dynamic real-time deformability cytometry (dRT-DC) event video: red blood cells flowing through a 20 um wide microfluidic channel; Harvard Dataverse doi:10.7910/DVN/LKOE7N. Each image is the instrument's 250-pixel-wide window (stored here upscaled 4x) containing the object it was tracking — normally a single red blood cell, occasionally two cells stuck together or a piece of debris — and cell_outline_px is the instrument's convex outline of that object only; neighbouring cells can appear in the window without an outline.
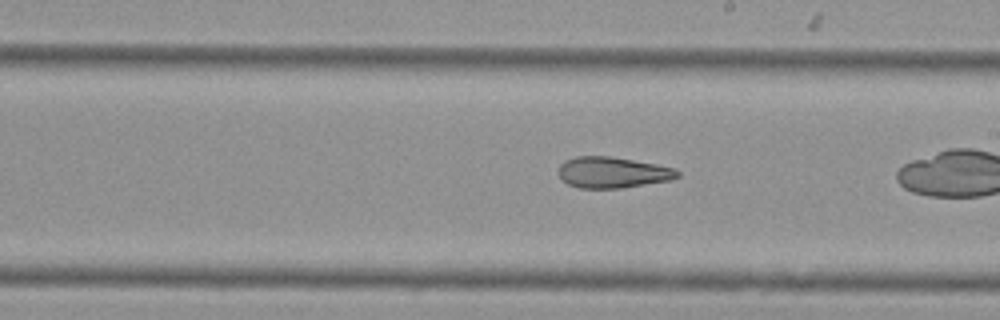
{"species": "Egyptian fruit bat (a non-hibernating species)", "species_latin": "Rousettus aegyptiacus", "temperature_condition": "cold", "stored_images_in_passage": 39, "camera_frame_rate_fps": 3000, "um_per_image_px": 0.085, "animal": {"sex": "female"}, "frame": {"image": 1, "passage_image": 28, "time_ms": 9.0, "image_size_px": [1000, 320], "cell_outline_px": [[680, 176], [672, 180], [620, 188], [580, 188], [568, 184], [560, 180], [556, 172], [560, 164], [564, 160], [576, 156], [608, 156], [656, 164], [676, 168], [680, 172]], "centroid_in_image_um": [52.04, 14.66], "position_along_channel_um": 237.0, "area_um2": 21.79}}